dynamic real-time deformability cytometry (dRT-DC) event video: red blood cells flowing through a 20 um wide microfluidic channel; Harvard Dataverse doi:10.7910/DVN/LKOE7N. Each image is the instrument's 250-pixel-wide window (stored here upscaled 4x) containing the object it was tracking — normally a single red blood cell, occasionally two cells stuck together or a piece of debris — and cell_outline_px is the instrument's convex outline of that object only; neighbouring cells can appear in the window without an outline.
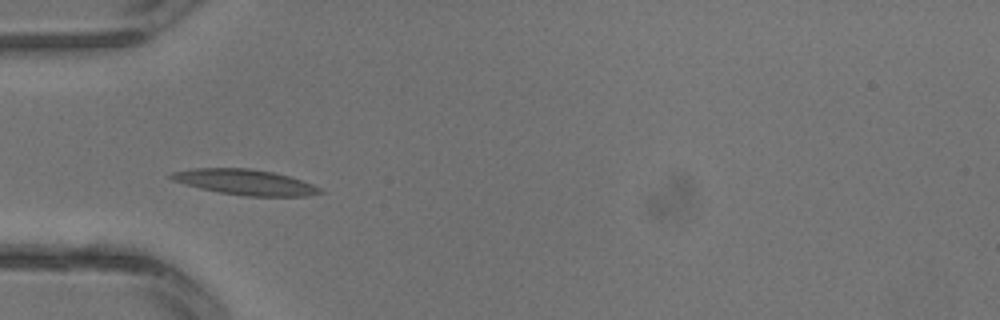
{"species": "common noctule bat (a hibernating species)", "species_latin": "Nyctalus noctula", "temperature_condition": "warm", "stored_images_in_passage": 3, "camera_frame_rate_fps": 3000, "um_per_image_px": 0.085, "animal": {"sex": "male", "body_mass_g": 13.3}, "frame": {"image": 1, "passage_image": 3, "time_ms": 0.667, "image_size_px": [1000, 320], "cell_outline_px": [[324, 192], [308, 196], [248, 196], [220, 192], [200, 188], [184, 184], [172, 180], [168, 176], [172, 172], [192, 168], [252, 168], [272, 172], [288, 176], [312, 184], [320, 188]], "centroid_in_image_um": [20.81, 15.47], "position_along_channel_um": 64.2, "area_um2": 21.96}}